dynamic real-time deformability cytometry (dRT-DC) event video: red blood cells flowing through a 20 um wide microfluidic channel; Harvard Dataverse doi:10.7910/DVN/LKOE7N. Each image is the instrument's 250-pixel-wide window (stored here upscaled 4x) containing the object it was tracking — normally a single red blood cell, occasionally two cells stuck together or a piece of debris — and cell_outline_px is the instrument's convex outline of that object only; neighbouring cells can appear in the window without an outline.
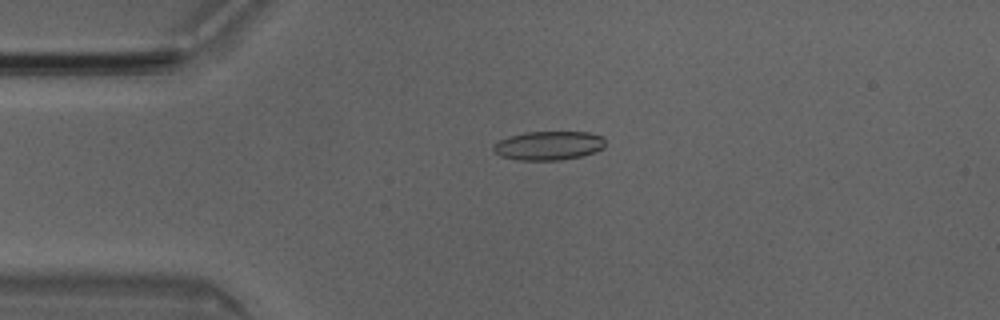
{"species": "Egyptian fruit bat (a non-hibernating species)", "species_latin": "Rousettus aegyptiacus", "temperature_condition": "room temperature", "stored_images_in_passage": 50, "camera_frame_rate_fps": 3000, "um_per_image_px": 0.085, "animal": {"sex": "male"}, "frame": {"image": 1, "passage_image": 11, "time_ms": 3.333, "image_size_px": [1000, 320], "cell_outline_px": [[604, 148], [596, 152], [580, 156], [560, 160], [520, 160], [500, 156], [492, 148], [492, 144], [508, 136], [524, 132], [588, 132], [604, 136]], "centroid_in_image_um": [46.64, 12.37], "position_along_channel_um": 38.4, "area_um2": 18.96}}
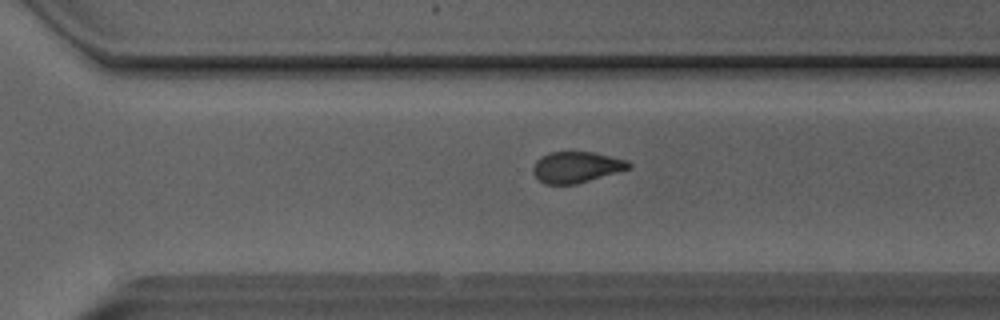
{"frame": {"image": 2, "passage_image": 34, "time_ms": 11.0, "image_size_px": [1000, 320], "cell_outline_px": [[632, 164], [628, 168], [616, 172], [576, 184], [544, 184], [532, 172], [532, 168], [536, 160], [540, 156], [548, 152], [592, 152], [628, 160]], "centroid_in_image_um": [48.94, 14.19], "position_along_channel_um": 321.7, "area_um2": 17.17}}
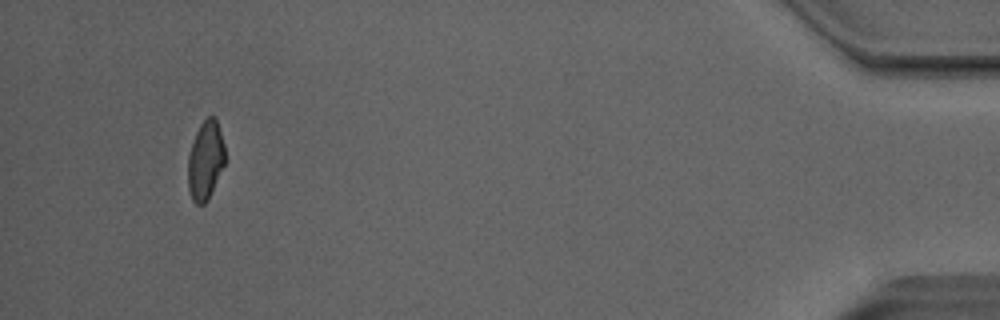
{"frame": {"image": 3, "passage_image": 47, "time_ms": 15.333, "image_size_px": [1000, 320], "cell_outline_px": [[224, 164], [208, 200], [204, 204], [196, 204], [192, 200], [188, 188], [188, 156], [196, 132], [200, 124], [208, 116], [216, 116], [224, 144]], "centroid_in_image_um": [17.46, 13.62], "position_along_channel_um": 417.7, "area_um2": 16.94}, "authors_computed_cell_mechanics": {"area_um2": 18.3515, "velocity_mm_per_s": 4.0489, "shape_relaxation_time_tau1_ms": 6.0093, "shape_relaxation_time_tau2_ms": 1.8625, "deformation_change_tau1": 0.1964, "deformation_change_tau2": 0.0832}}